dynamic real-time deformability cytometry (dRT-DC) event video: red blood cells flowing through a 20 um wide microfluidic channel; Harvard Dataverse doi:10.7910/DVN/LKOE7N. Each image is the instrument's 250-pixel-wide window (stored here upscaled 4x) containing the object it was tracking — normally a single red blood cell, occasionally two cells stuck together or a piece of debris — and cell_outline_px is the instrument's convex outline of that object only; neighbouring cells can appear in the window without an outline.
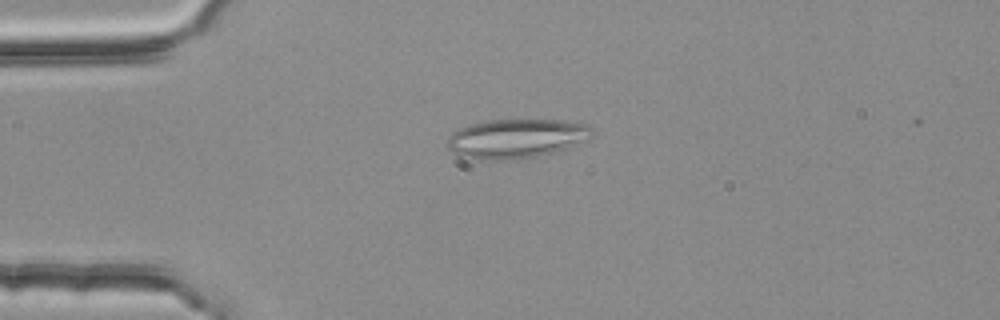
{"species": "common noctule bat (a hibernating species)", "species_latin": "Nyctalus noctula", "temperature_condition": "room temperature", "stored_images_in_passage": 4, "camera_frame_rate_fps": 3000, "um_per_image_px": 0.085, "animal": {"sex": "female", "body_mass_g": 25.1}, "frame": {"image": 1, "passage_image": 2, "time_ms": 0.333, "image_size_px": [1000, 320], "cell_outline_px": [[592, 136], [588, 140], [552, 152], [536, 156], [516, 160], [484, 160], [464, 156], [448, 148], [448, 136], [452, 132], [460, 128], [472, 124], [488, 120], [560, 120], [588, 124], [592, 128]], "centroid_in_image_um": [43.91, 11.77], "position_along_channel_um": 41.1, "area_um2": 32.83}}